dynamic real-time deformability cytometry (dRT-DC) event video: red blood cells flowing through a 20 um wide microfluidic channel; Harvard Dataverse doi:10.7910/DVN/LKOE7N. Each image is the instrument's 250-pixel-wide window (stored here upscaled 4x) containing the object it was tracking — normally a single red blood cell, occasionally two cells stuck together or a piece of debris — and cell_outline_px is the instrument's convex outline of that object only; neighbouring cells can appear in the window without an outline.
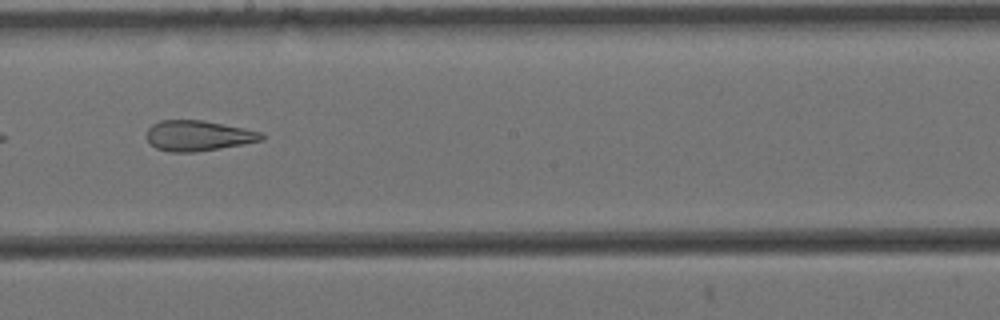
{"species": "Egyptian fruit bat (a non-hibernating species)", "species_latin": "Rousettus aegyptiacus", "temperature_condition": "cold", "stored_images_in_passage": 8, "camera_frame_rate_fps": 3000, "um_per_image_px": 0.085, "animal": {"sex": "female"}, "frame": {"image": 1, "passage_image": 6, "time_ms": 1.667, "image_size_px": [1000, 320], "cell_outline_px": [[264, 140], [244, 144], [220, 148], [192, 152], [168, 152], [156, 148], [144, 136], [148, 128], [152, 124], [160, 120], [204, 120], [264, 132]], "centroid_in_image_um": [16.85, 11.53], "position_along_channel_um": 231.4, "area_um2": 20.58}}
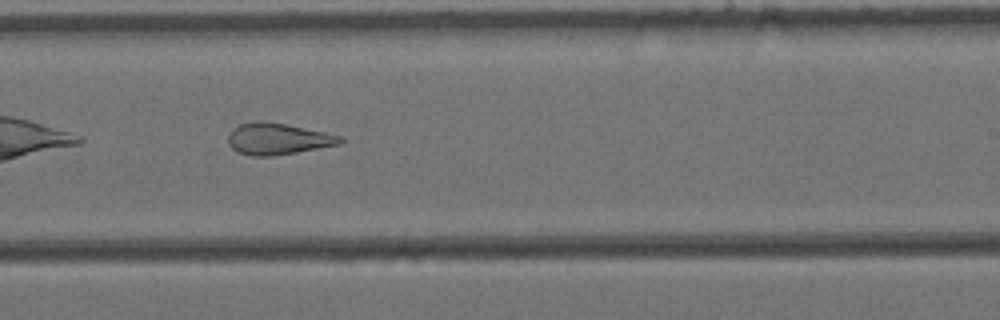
{"frame": {"image": 2, "passage_image": 7, "time_ms": 2.0, "image_size_px": [1000, 320], "cell_outline_px": [[344, 140], [340, 144], [296, 152], [272, 156], [252, 156], [240, 152], [232, 148], [228, 144], [228, 136], [232, 128], [240, 124], [256, 120], [284, 124], [324, 132], [340, 136]], "centroid_in_image_um": [23.57, 11.8], "position_along_channel_um": 265.4, "area_um2": 20.29}}